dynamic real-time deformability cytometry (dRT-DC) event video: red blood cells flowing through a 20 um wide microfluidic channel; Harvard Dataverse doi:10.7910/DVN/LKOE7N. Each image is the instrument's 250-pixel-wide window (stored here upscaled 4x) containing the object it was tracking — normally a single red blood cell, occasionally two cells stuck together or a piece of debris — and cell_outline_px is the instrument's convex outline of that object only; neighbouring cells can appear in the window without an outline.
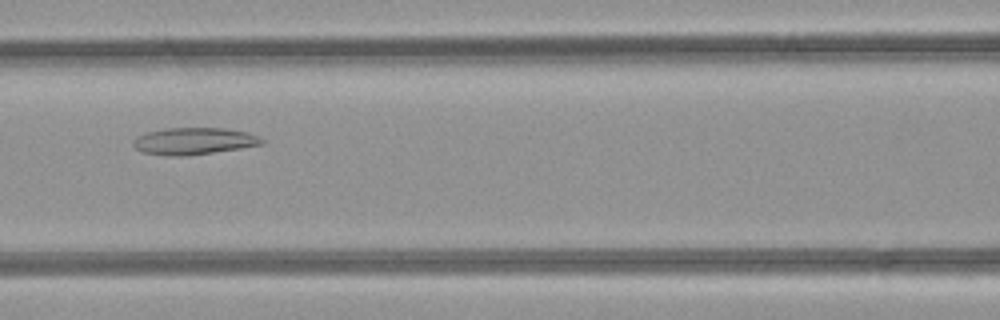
{"species": "common noctule bat (a hibernating species)", "species_latin": "Nyctalus noctula", "temperature_condition": "room temperature", "stored_images_in_passage": 37, "camera_frame_rate_fps": 3000, "um_per_image_px": 0.085, "animal": {"sex": "female", "body_mass_g": 21.9}, "frame": {"image": 1, "passage_image": 10, "time_ms": 3.0, "image_size_px": [1000, 320], "cell_outline_px": [[268, 140], [264, 144], [240, 148], [188, 156], [168, 156], [144, 152], [136, 148], [132, 144], [132, 140], [136, 136], [148, 132], [164, 128], [224, 128], [248, 132], [260, 136]], "centroid_in_image_um": [16.52, 11.99], "position_along_channel_um": 150.1, "area_um2": 20.4}}
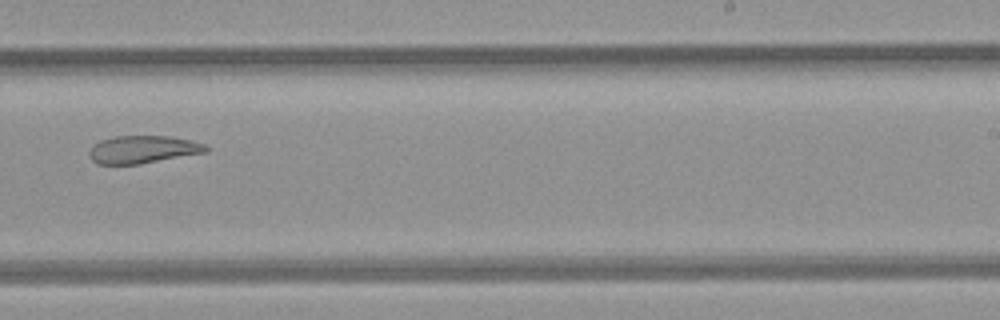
{"frame": {"image": 2, "passage_image": 19, "time_ms": 6.0, "image_size_px": [1000, 320], "cell_outline_px": [[208, 148], [204, 152], [140, 164], [96, 164], [88, 156], [88, 152], [92, 144], [100, 140], [116, 136], [168, 136], [192, 140], [204, 144]], "centroid_in_image_um": [12.06, 12.7], "position_along_channel_um": 276.9, "area_um2": 18.79}}
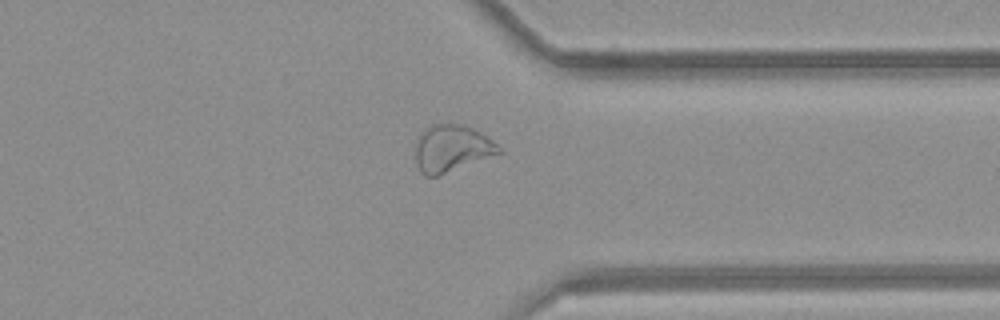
{"frame": {"image": 3, "passage_image": 26, "time_ms": 8.333, "image_size_px": [1000, 320], "cell_outline_px": [[504, 148], [500, 152], [436, 176], [424, 176], [420, 172], [416, 164], [416, 144], [420, 132], [424, 128], [432, 124], [464, 124], [488, 136]], "centroid_in_image_um": [38.38, 12.58], "position_along_channel_um": 373.0, "area_um2": 22.66}}